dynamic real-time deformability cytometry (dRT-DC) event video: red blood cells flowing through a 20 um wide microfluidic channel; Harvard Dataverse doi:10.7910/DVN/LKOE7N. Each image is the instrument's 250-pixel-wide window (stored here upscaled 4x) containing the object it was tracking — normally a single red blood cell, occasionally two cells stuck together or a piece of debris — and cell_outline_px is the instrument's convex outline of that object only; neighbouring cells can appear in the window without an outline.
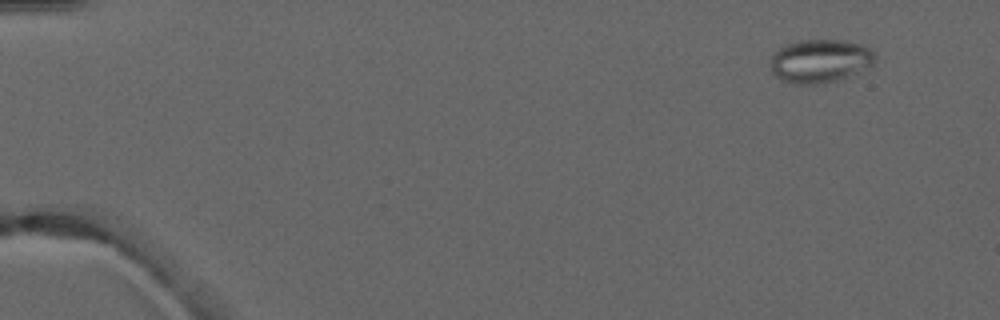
{"species": "common noctule bat (a hibernating species)", "species_latin": "Nyctalus noctula", "temperature_condition": "warm", "stored_images_in_passage": 6, "camera_frame_rate_fps": 3000, "um_per_image_px": 0.085, "animal": {"sex": "male", "forearm_length_mm": 52.5}, "frame": {"image": 1, "passage_image": 2, "time_ms": 1.0, "image_size_px": [1000, 320], "cell_outline_px": [[876, 60], [872, 64], [856, 72], [836, 80], [816, 84], [800, 84], [784, 80], [776, 76], [772, 72], [768, 64], [772, 56], [784, 44], [800, 40], [844, 40], [864, 44], [876, 56]], "centroid_in_image_um": [69.68, 5.15], "position_along_channel_um": 15.3, "area_um2": 26.24}}